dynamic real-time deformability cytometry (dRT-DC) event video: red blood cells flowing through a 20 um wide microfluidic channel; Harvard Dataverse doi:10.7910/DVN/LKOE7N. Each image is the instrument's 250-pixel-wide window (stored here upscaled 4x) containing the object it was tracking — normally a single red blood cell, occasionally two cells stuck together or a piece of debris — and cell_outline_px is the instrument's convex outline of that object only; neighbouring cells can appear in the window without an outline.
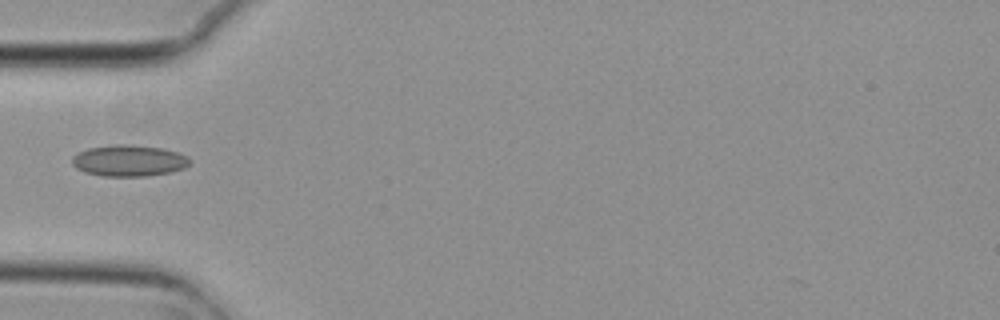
{"species": "common noctule bat (a hibernating species)", "species_latin": "Nyctalus noctula", "temperature_condition": "cold", "stored_images_in_passage": 7, "camera_frame_rate_fps": 3000, "um_per_image_px": 0.085, "animal": {"sex": "female", "body_mass_g": 29.2, "forearm_length_mm": 56.3}, "frame": {"image": 1, "passage_image": 6, "time_ms": 1.667, "image_size_px": [1000, 320], "cell_outline_px": [[192, 160], [184, 168], [172, 172], [144, 176], [104, 176], [84, 172], [76, 168], [72, 164], [72, 156], [88, 148], [112, 144], [132, 144], [164, 148], [188, 156]], "centroid_in_image_um": [10.97, 13.64], "position_along_channel_um": 74.0, "area_um2": 21.68}}
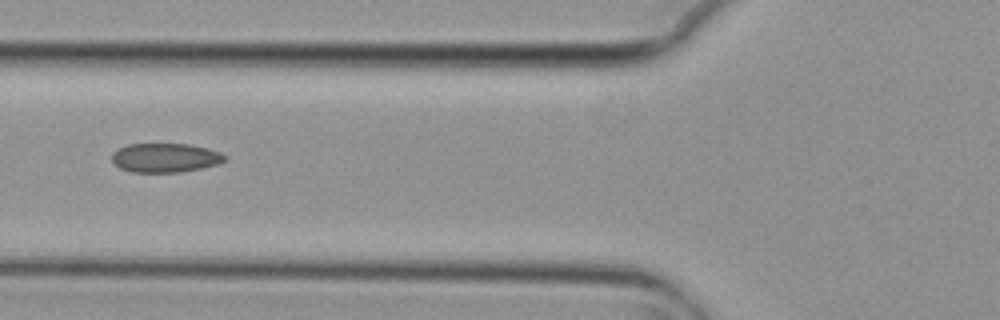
{"frame": {"image": 2, "passage_image": 7, "time_ms": 2.0, "image_size_px": [1000, 320], "cell_outline_px": [[228, 156], [224, 160], [216, 164], [200, 168], [180, 172], [132, 172], [120, 168], [112, 160], [112, 152], [128, 144], [188, 144], [208, 148], [220, 152]], "centroid_in_image_um": [14.04, 13.4], "position_along_channel_um": 111.8, "area_um2": 19.02}}